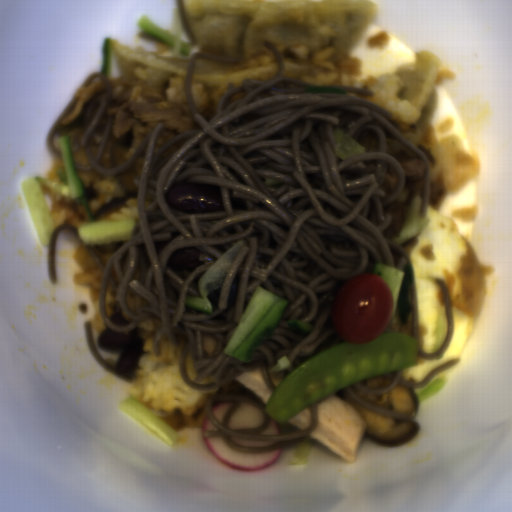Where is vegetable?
<instances>
[{"instance_id": "1", "label": "vegetable", "mask_w": 512, "mask_h": 512, "mask_svg": "<svg viewBox=\"0 0 512 512\" xmlns=\"http://www.w3.org/2000/svg\"><path fill=\"white\" fill-rule=\"evenodd\" d=\"M137 26L155 38L161 40L185 57L190 54L194 45L181 38L180 36L174 34L173 32L167 30L148 15L143 14L137 20Z\"/></svg>"}, {"instance_id": "2", "label": "vegetable", "mask_w": 512, "mask_h": 512, "mask_svg": "<svg viewBox=\"0 0 512 512\" xmlns=\"http://www.w3.org/2000/svg\"><path fill=\"white\" fill-rule=\"evenodd\" d=\"M447 379L436 378L430 384H428L425 388H423L420 392L417 393L418 404L424 402L426 400L431 399L438 392L442 390L445 386Z\"/></svg>"}, {"instance_id": "3", "label": "vegetable", "mask_w": 512, "mask_h": 512, "mask_svg": "<svg viewBox=\"0 0 512 512\" xmlns=\"http://www.w3.org/2000/svg\"><path fill=\"white\" fill-rule=\"evenodd\" d=\"M110 41H113L112 38H105L102 42L101 48V62H100V73L108 76L110 78L111 73V63H112V52L110 48Z\"/></svg>"}, {"instance_id": "4", "label": "vegetable", "mask_w": 512, "mask_h": 512, "mask_svg": "<svg viewBox=\"0 0 512 512\" xmlns=\"http://www.w3.org/2000/svg\"><path fill=\"white\" fill-rule=\"evenodd\" d=\"M81 199H82V202H83V205H84V208H85V212H86V215H87V218H88V221L89 223L90 222H96L95 220V217H94V214H93V211L82 191V195H81Z\"/></svg>"}]
</instances>
